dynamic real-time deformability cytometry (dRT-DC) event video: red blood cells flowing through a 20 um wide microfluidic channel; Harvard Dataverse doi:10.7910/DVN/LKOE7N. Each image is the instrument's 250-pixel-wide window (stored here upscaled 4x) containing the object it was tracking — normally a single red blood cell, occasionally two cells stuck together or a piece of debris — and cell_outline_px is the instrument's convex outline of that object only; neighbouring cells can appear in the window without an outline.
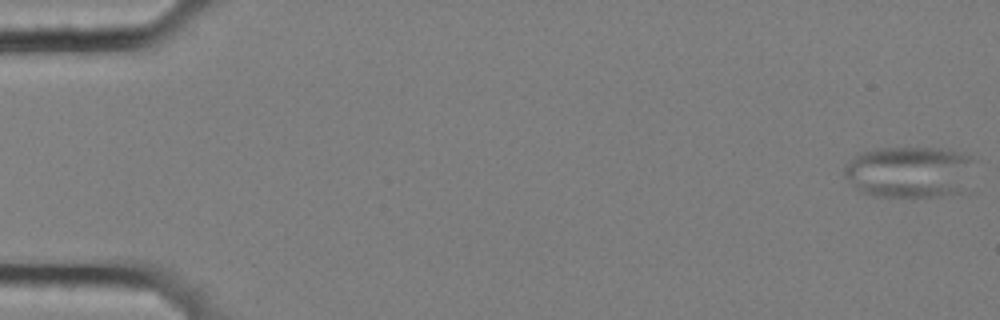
{"species": "common noctule bat (a hibernating species)", "species_latin": "Nyctalus noctula", "temperature_condition": "cold", "stored_images_in_passage": 58, "camera_frame_rate_fps": 3000, "um_per_image_px": 0.085, "animal": {"sex": "female", "body_mass_g": 25.1}, "frame": {"image": 1, "passage_image": 1, "time_ms": 0.0, "image_size_px": [1000, 320], "cell_outline_px": [[976, 160], [960, 192], [940, 196], [876, 196], [860, 192], [844, 176], [844, 168], [860, 152], [880, 148], [948, 148], [960, 152]], "centroid_in_image_um": [77.29, 14.6], "position_along_channel_um": 7.7, "area_um2": 38.78}}
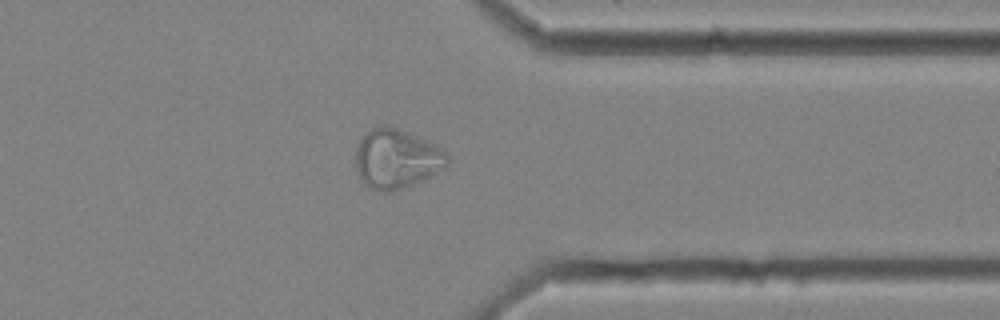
{"frame": {"image": 2, "passage_image": 46, "time_ms": 15.0, "image_size_px": [1000, 320], "cell_outline_px": [[448, 164], [444, 168], [412, 184], [392, 192], [380, 192], [368, 188], [364, 184], [356, 168], [356, 148], [360, 140], [372, 128], [380, 124], [384, 124], [408, 132], [448, 152]], "centroid_in_image_um": [33.68, 13.5], "position_along_channel_um": 377.7, "area_um2": 31.44}}
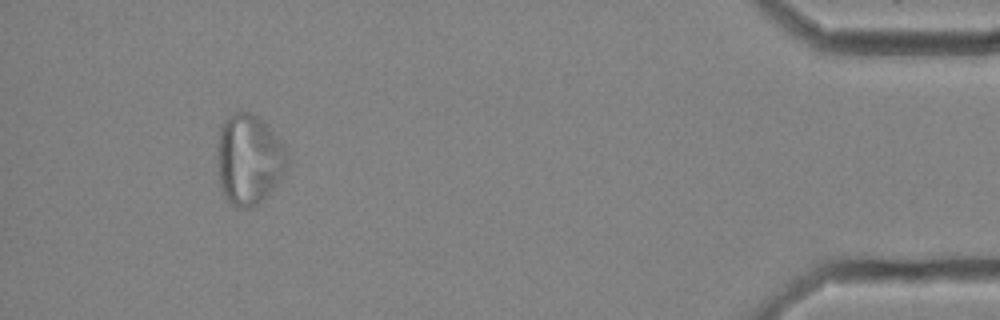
{"frame": {"image": 3, "passage_image": 54, "time_ms": 17.667, "image_size_px": [1000, 320], "cell_outline_px": [[288, 160], [284, 172], [272, 188], [256, 204], [248, 208], [240, 208], [228, 204], [224, 200], [220, 188], [216, 164], [216, 148], [220, 128], [224, 120], [232, 112], [248, 112], [264, 120], [280, 140], [288, 152]], "centroid_in_image_um": [21.1, 13.54], "position_along_channel_um": 414.1, "area_um2": 37.28}}